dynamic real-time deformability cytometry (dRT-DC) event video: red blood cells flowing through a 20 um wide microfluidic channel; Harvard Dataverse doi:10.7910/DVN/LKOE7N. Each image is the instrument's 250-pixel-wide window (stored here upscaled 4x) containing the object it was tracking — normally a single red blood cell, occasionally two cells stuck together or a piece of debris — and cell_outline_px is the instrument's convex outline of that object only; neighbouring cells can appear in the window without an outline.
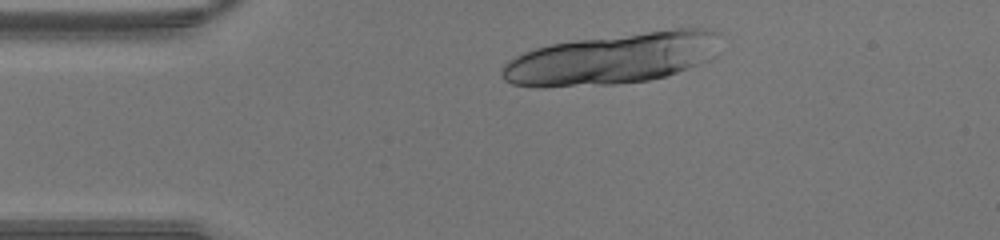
{"species": "human", "species_latin": "Homo sapiens", "temperature_condition": "warm", "stored_images_in_passage": 9, "camera_frame_rate_fps": 3000, "um_per_image_px": 0.085, "donor": {"sex": "male"}, "frame": {"image": 1, "passage_image": 3, "time_ms": 0.667, "image_size_px": [1000, 240], "cell_outline_px": [[720, 32], [716, 56], [708, 60], [688, 68], [664, 76], [648, 80], [616, 84], [544, 88], [540, 88], [512, 84], [504, 80], [500, 72], [504, 64], [508, 60], [524, 52], [536, 48], [552, 44], [576, 40], [672, 28], [712, 28]], "centroid_in_image_um": [52.07, 4.98], "position_along_channel_um": 32.9, "area_um2": 65.37}}